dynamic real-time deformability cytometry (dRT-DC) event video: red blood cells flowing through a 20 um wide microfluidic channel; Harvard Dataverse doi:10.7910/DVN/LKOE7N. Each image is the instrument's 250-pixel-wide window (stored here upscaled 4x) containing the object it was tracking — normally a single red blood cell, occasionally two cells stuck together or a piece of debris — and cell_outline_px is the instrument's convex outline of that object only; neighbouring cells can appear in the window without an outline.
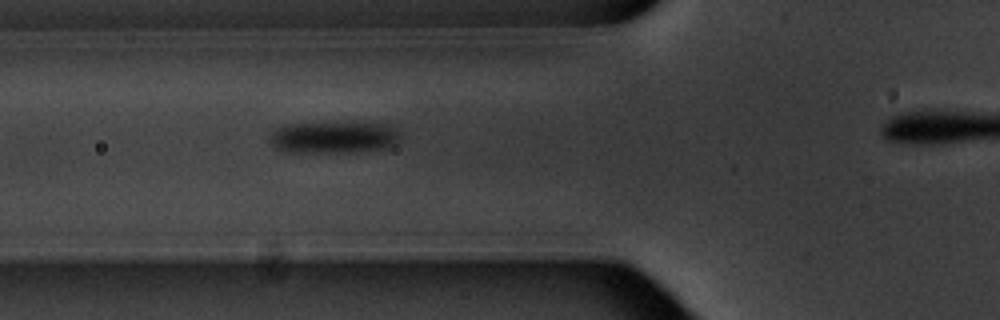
{"species": "common noctule bat (a hibernating species)", "species_latin": "Nyctalus noctula", "temperature_condition": "warm", "stored_images_in_passage": 6, "camera_frame_rate_fps": 3000, "um_per_image_px": 0.085, "animal": {"sex": "male", "body_mass_g": 20.1, "forearm_length_mm": 53.5}, "frame": {"image": 1, "passage_image": 5, "time_ms": 4.333, "image_size_px": [1000, 320], "cell_outline_px": [[400, 140], [384, 148], [348, 152], [284, 152], [276, 148], [272, 144], [272, 132], [276, 128], [284, 124], [356, 120], [372, 120], [388, 124], [396, 128]], "centroid_in_image_um": [28.41, 11.6], "position_along_channel_um": 97.4, "area_um2": 25.2}}